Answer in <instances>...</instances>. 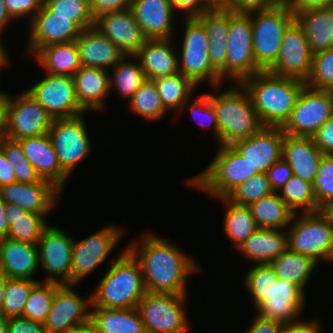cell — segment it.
<instances>
[{"label":"cell","mask_w":333,"mask_h":333,"mask_svg":"<svg viewBox=\"0 0 333 333\" xmlns=\"http://www.w3.org/2000/svg\"><path fill=\"white\" fill-rule=\"evenodd\" d=\"M144 235L140 244L132 241L126 249L140 265L146 291L186 295L189 275L199 270L197 261L155 233Z\"/></svg>","instance_id":"cell-1"},{"label":"cell","mask_w":333,"mask_h":333,"mask_svg":"<svg viewBox=\"0 0 333 333\" xmlns=\"http://www.w3.org/2000/svg\"><path fill=\"white\" fill-rule=\"evenodd\" d=\"M264 127H282L295 107L305 81L262 71L240 83Z\"/></svg>","instance_id":"cell-2"},{"label":"cell","mask_w":333,"mask_h":333,"mask_svg":"<svg viewBox=\"0 0 333 333\" xmlns=\"http://www.w3.org/2000/svg\"><path fill=\"white\" fill-rule=\"evenodd\" d=\"M119 254L112 259L110 269L91 293V306L137 308L143 298L146 289L138 261L126 248Z\"/></svg>","instance_id":"cell-3"},{"label":"cell","mask_w":333,"mask_h":333,"mask_svg":"<svg viewBox=\"0 0 333 333\" xmlns=\"http://www.w3.org/2000/svg\"><path fill=\"white\" fill-rule=\"evenodd\" d=\"M233 85L221 94L209 93L219 127V145H232L264 127L248 92L241 84Z\"/></svg>","instance_id":"cell-4"},{"label":"cell","mask_w":333,"mask_h":333,"mask_svg":"<svg viewBox=\"0 0 333 333\" xmlns=\"http://www.w3.org/2000/svg\"><path fill=\"white\" fill-rule=\"evenodd\" d=\"M258 173L232 145H220L206 169L187 179L186 183L213 198H226L241 183Z\"/></svg>","instance_id":"cell-5"},{"label":"cell","mask_w":333,"mask_h":333,"mask_svg":"<svg viewBox=\"0 0 333 333\" xmlns=\"http://www.w3.org/2000/svg\"><path fill=\"white\" fill-rule=\"evenodd\" d=\"M249 15L252 21L253 56L256 65L262 71H267L276 62L285 30L295 20V15L285 0L273 8Z\"/></svg>","instance_id":"cell-6"},{"label":"cell","mask_w":333,"mask_h":333,"mask_svg":"<svg viewBox=\"0 0 333 333\" xmlns=\"http://www.w3.org/2000/svg\"><path fill=\"white\" fill-rule=\"evenodd\" d=\"M184 24L181 52L178 53L179 73L197 87L208 79L214 90L221 88L224 81L209 60V41L204 24L197 17H185Z\"/></svg>","instance_id":"cell-7"},{"label":"cell","mask_w":333,"mask_h":333,"mask_svg":"<svg viewBox=\"0 0 333 333\" xmlns=\"http://www.w3.org/2000/svg\"><path fill=\"white\" fill-rule=\"evenodd\" d=\"M287 228L291 251L310 256L319 263L328 259L333 244V226L322 209L295 213Z\"/></svg>","instance_id":"cell-8"},{"label":"cell","mask_w":333,"mask_h":333,"mask_svg":"<svg viewBox=\"0 0 333 333\" xmlns=\"http://www.w3.org/2000/svg\"><path fill=\"white\" fill-rule=\"evenodd\" d=\"M186 295L146 291L138 302L147 333H187L189 320L184 309Z\"/></svg>","instance_id":"cell-9"},{"label":"cell","mask_w":333,"mask_h":333,"mask_svg":"<svg viewBox=\"0 0 333 333\" xmlns=\"http://www.w3.org/2000/svg\"><path fill=\"white\" fill-rule=\"evenodd\" d=\"M262 70L253 56L252 21L249 14H235L228 10V37L225 62V79L235 84Z\"/></svg>","instance_id":"cell-10"},{"label":"cell","mask_w":333,"mask_h":333,"mask_svg":"<svg viewBox=\"0 0 333 333\" xmlns=\"http://www.w3.org/2000/svg\"><path fill=\"white\" fill-rule=\"evenodd\" d=\"M333 116V91L304 86L288 120L281 127L286 135L312 137Z\"/></svg>","instance_id":"cell-11"},{"label":"cell","mask_w":333,"mask_h":333,"mask_svg":"<svg viewBox=\"0 0 333 333\" xmlns=\"http://www.w3.org/2000/svg\"><path fill=\"white\" fill-rule=\"evenodd\" d=\"M123 229L106 225L81 241H73L70 285H78L81 280L104 263L109 254L122 239Z\"/></svg>","instance_id":"cell-12"},{"label":"cell","mask_w":333,"mask_h":333,"mask_svg":"<svg viewBox=\"0 0 333 333\" xmlns=\"http://www.w3.org/2000/svg\"><path fill=\"white\" fill-rule=\"evenodd\" d=\"M84 117L54 119L48 132L59 164L69 176L92 151Z\"/></svg>","instance_id":"cell-13"},{"label":"cell","mask_w":333,"mask_h":333,"mask_svg":"<svg viewBox=\"0 0 333 333\" xmlns=\"http://www.w3.org/2000/svg\"><path fill=\"white\" fill-rule=\"evenodd\" d=\"M46 74L27 91L53 120L74 118L86 113L78 102L72 76Z\"/></svg>","instance_id":"cell-14"},{"label":"cell","mask_w":333,"mask_h":333,"mask_svg":"<svg viewBox=\"0 0 333 333\" xmlns=\"http://www.w3.org/2000/svg\"><path fill=\"white\" fill-rule=\"evenodd\" d=\"M52 118L27 90L10 96L2 135L11 140L48 134Z\"/></svg>","instance_id":"cell-15"},{"label":"cell","mask_w":333,"mask_h":333,"mask_svg":"<svg viewBox=\"0 0 333 333\" xmlns=\"http://www.w3.org/2000/svg\"><path fill=\"white\" fill-rule=\"evenodd\" d=\"M73 241L57 226L45 228L36 244L39 266L48 275L44 281L70 285Z\"/></svg>","instance_id":"cell-16"},{"label":"cell","mask_w":333,"mask_h":333,"mask_svg":"<svg viewBox=\"0 0 333 333\" xmlns=\"http://www.w3.org/2000/svg\"><path fill=\"white\" fill-rule=\"evenodd\" d=\"M312 57L305 32L295 19L285 30L279 55L267 72L306 82L312 67Z\"/></svg>","instance_id":"cell-17"},{"label":"cell","mask_w":333,"mask_h":333,"mask_svg":"<svg viewBox=\"0 0 333 333\" xmlns=\"http://www.w3.org/2000/svg\"><path fill=\"white\" fill-rule=\"evenodd\" d=\"M73 286L62 284L56 290L43 322L47 333H71L76 327L90 322L91 294L86 300L82 299Z\"/></svg>","instance_id":"cell-18"},{"label":"cell","mask_w":333,"mask_h":333,"mask_svg":"<svg viewBox=\"0 0 333 333\" xmlns=\"http://www.w3.org/2000/svg\"><path fill=\"white\" fill-rule=\"evenodd\" d=\"M27 54L34 55L41 47L75 41L83 29L71 17L55 16L44 5L29 22Z\"/></svg>","instance_id":"cell-19"},{"label":"cell","mask_w":333,"mask_h":333,"mask_svg":"<svg viewBox=\"0 0 333 333\" xmlns=\"http://www.w3.org/2000/svg\"><path fill=\"white\" fill-rule=\"evenodd\" d=\"M305 294L296 284L277 278L270 284L269 296L257 309V316L282 324L297 321L306 303Z\"/></svg>","instance_id":"cell-20"},{"label":"cell","mask_w":333,"mask_h":333,"mask_svg":"<svg viewBox=\"0 0 333 333\" xmlns=\"http://www.w3.org/2000/svg\"><path fill=\"white\" fill-rule=\"evenodd\" d=\"M284 133L281 127H263L258 133L238 140L232 146L251 163L259 173L282 159Z\"/></svg>","instance_id":"cell-21"},{"label":"cell","mask_w":333,"mask_h":333,"mask_svg":"<svg viewBox=\"0 0 333 333\" xmlns=\"http://www.w3.org/2000/svg\"><path fill=\"white\" fill-rule=\"evenodd\" d=\"M61 193L52 183L43 179L35 183L15 182L0 187V197L6 204L18 205L28 212L41 215H49L57 201L61 200Z\"/></svg>","instance_id":"cell-22"},{"label":"cell","mask_w":333,"mask_h":333,"mask_svg":"<svg viewBox=\"0 0 333 333\" xmlns=\"http://www.w3.org/2000/svg\"><path fill=\"white\" fill-rule=\"evenodd\" d=\"M94 27L111 40L126 56H134L147 40L131 9L104 14Z\"/></svg>","instance_id":"cell-23"},{"label":"cell","mask_w":333,"mask_h":333,"mask_svg":"<svg viewBox=\"0 0 333 333\" xmlns=\"http://www.w3.org/2000/svg\"><path fill=\"white\" fill-rule=\"evenodd\" d=\"M38 176L62 191L70 177L60 166L49 134L17 140Z\"/></svg>","instance_id":"cell-24"},{"label":"cell","mask_w":333,"mask_h":333,"mask_svg":"<svg viewBox=\"0 0 333 333\" xmlns=\"http://www.w3.org/2000/svg\"><path fill=\"white\" fill-rule=\"evenodd\" d=\"M147 39H172L175 9L170 0H132L130 7Z\"/></svg>","instance_id":"cell-25"},{"label":"cell","mask_w":333,"mask_h":333,"mask_svg":"<svg viewBox=\"0 0 333 333\" xmlns=\"http://www.w3.org/2000/svg\"><path fill=\"white\" fill-rule=\"evenodd\" d=\"M80 62L83 67L108 70L120 62L126 55L96 27L84 29L75 40Z\"/></svg>","instance_id":"cell-26"},{"label":"cell","mask_w":333,"mask_h":333,"mask_svg":"<svg viewBox=\"0 0 333 333\" xmlns=\"http://www.w3.org/2000/svg\"><path fill=\"white\" fill-rule=\"evenodd\" d=\"M171 41L172 39H147L138 50L135 56L140 61L147 80L179 73V51L172 47Z\"/></svg>","instance_id":"cell-27"},{"label":"cell","mask_w":333,"mask_h":333,"mask_svg":"<svg viewBox=\"0 0 333 333\" xmlns=\"http://www.w3.org/2000/svg\"><path fill=\"white\" fill-rule=\"evenodd\" d=\"M323 155L312 137L284 134L282 158L291 167L293 174L303 180L314 182Z\"/></svg>","instance_id":"cell-28"},{"label":"cell","mask_w":333,"mask_h":333,"mask_svg":"<svg viewBox=\"0 0 333 333\" xmlns=\"http://www.w3.org/2000/svg\"><path fill=\"white\" fill-rule=\"evenodd\" d=\"M39 269L38 249L36 244L2 240L0 247V271L8 278L33 279Z\"/></svg>","instance_id":"cell-29"},{"label":"cell","mask_w":333,"mask_h":333,"mask_svg":"<svg viewBox=\"0 0 333 333\" xmlns=\"http://www.w3.org/2000/svg\"><path fill=\"white\" fill-rule=\"evenodd\" d=\"M109 70L81 67L74 75L76 96L80 106L87 111H102L110 91Z\"/></svg>","instance_id":"cell-30"},{"label":"cell","mask_w":333,"mask_h":333,"mask_svg":"<svg viewBox=\"0 0 333 333\" xmlns=\"http://www.w3.org/2000/svg\"><path fill=\"white\" fill-rule=\"evenodd\" d=\"M287 248V232L282 229L259 228L236 249L253 264H269Z\"/></svg>","instance_id":"cell-31"},{"label":"cell","mask_w":333,"mask_h":333,"mask_svg":"<svg viewBox=\"0 0 333 333\" xmlns=\"http://www.w3.org/2000/svg\"><path fill=\"white\" fill-rule=\"evenodd\" d=\"M197 18L204 24L209 41L208 54L212 66L218 71L220 78H225V62L228 37V10L211 9Z\"/></svg>","instance_id":"cell-32"},{"label":"cell","mask_w":333,"mask_h":333,"mask_svg":"<svg viewBox=\"0 0 333 333\" xmlns=\"http://www.w3.org/2000/svg\"><path fill=\"white\" fill-rule=\"evenodd\" d=\"M295 19L302 26L313 54L333 47V6L298 12Z\"/></svg>","instance_id":"cell-33"},{"label":"cell","mask_w":333,"mask_h":333,"mask_svg":"<svg viewBox=\"0 0 333 333\" xmlns=\"http://www.w3.org/2000/svg\"><path fill=\"white\" fill-rule=\"evenodd\" d=\"M91 308L90 322L100 333H147L137 308Z\"/></svg>","instance_id":"cell-34"},{"label":"cell","mask_w":333,"mask_h":333,"mask_svg":"<svg viewBox=\"0 0 333 333\" xmlns=\"http://www.w3.org/2000/svg\"><path fill=\"white\" fill-rule=\"evenodd\" d=\"M45 73L72 76L82 67L76 41L41 47L35 54Z\"/></svg>","instance_id":"cell-35"},{"label":"cell","mask_w":333,"mask_h":333,"mask_svg":"<svg viewBox=\"0 0 333 333\" xmlns=\"http://www.w3.org/2000/svg\"><path fill=\"white\" fill-rule=\"evenodd\" d=\"M6 220L9 226L7 238L37 244L49 225L46 216L28 212L18 205L6 204Z\"/></svg>","instance_id":"cell-36"},{"label":"cell","mask_w":333,"mask_h":333,"mask_svg":"<svg viewBox=\"0 0 333 333\" xmlns=\"http://www.w3.org/2000/svg\"><path fill=\"white\" fill-rule=\"evenodd\" d=\"M269 264L278 278L296 284L305 293L307 289L305 287L319 262L287 248Z\"/></svg>","instance_id":"cell-37"},{"label":"cell","mask_w":333,"mask_h":333,"mask_svg":"<svg viewBox=\"0 0 333 333\" xmlns=\"http://www.w3.org/2000/svg\"><path fill=\"white\" fill-rule=\"evenodd\" d=\"M248 207L259 228L265 229H287L295 214L278 192L264 196Z\"/></svg>","instance_id":"cell-38"},{"label":"cell","mask_w":333,"mask_h":333,"mask_svg":"<svg viewBox=\"0 0 333 333\" xmlns=\"http://www.w3.org/2000/svg\"><path fill=\"white\" fill-rule=\"evenodd\" d=\"M222 200L226 205L223 219V231L235 249L259 229L248 206L233 204L227 198H216Z\"/></svg>","instance_id":"cell-39"},{"label":"cell","mask_w":333,"mask_h":333,"mask_svg":"<svg viewBox=\"0 0 333 333\" xmlns=\"http://www.w3.org/2000/svg\"><path fill=\"white\" fill-rule=\"evenodd\" d=\"M156 84L162 104L167 111L182 112L191 101L196 85L181 73L160 77L153 80Z\"/></svg>","instance_id":"cell-40"},{"label":"cell","mask_w":333,"mask_h":333,"mask_svg":"<svg viewBox=\"0 0 333 333\" xmlns=\"http://www.w3.org/2000/svg\"><path fill=\"white\" fill-rule=\"evenodd\" d=\"M129 58H133L134 61L133 59L130 61ZM112 68H114L113 75L109 76L110 91L116 89L121 97L129 100L146 80L140 61L135 55L125 56Z\"/></svg>","instance_id":"cell-41"},{"label":"cell","mask_w":333,"mask_h":333,"mask_svg":"<svg viewBox=\"0 0 333 333\" xmlns=\"http://www.w3.org/2000/svg\"><path fill=\"white\" fill-rule=\"evenodd\" d=\"M278 194L295 212L317 211L313 183L294 175L279 189ZM301 209V210H300Z\"/></svg>","instance_id":"cell-42"},{"label":"cell","mask_w":333,"mask_h":333,"mask_svg":"<svg viewBox=\"0 0 333 333\" xmlns=\"http://www.w3.org/2000/svg\"><path fill=\"white\" fill-rule=\"evenodd\" d=\"M128 107L132 112L146 120H158L168 112L162 104L156 84L153 80H145L129 99Z\"/></svg>","instance_id":"cell-43"},{"label":"cell","mask_w":333,"mask_h":333,"mask_svg":"<svg viewBox=\"0 0 333 333\" xmlns=\"http://www.w3.org/2000/svg\"><path fill=\"white\" fill-rule=\"evenodd\" d=\"M62 284L38 281L30 291L22 317L43 323L51 308L56 290Z\"/></svg>","instance_id":"cell-44"},{"label":"cell","mask_w":333,"mask_h":333,"mask_svg":"<svg viewBox=\"0 0 333 333\" xmlns=\"http://www.w3.org/2000/svg\"><path fill=\"white\" fill-rule=\"evenodd\" d=\"M0 149L13 167L16 182L35 183L41 180L18 141L0 135Z\"/></svg>","instance_id":"cell-45"},{"label":"cell","mask_w":333,"mask_h":333,"mask_svg":"<svg viewBox=\"0 0 333 333\" xmlns=\"http://www.w3.org/2000/svg\"><path fill=\"white\" fill-rule=\"evenodd\" d=\"M38 281L7 278L1 312L9 318L22 316L30 291Z\"/></svg>","instance_id":"cell-46"},{"label":"cell","mask_w":333,"mask_h":333,"mask_svg":"<svg viewBox=\"0 0 333 333\" xmlns=\"http://www.w3.org/2000/svg\"><path fill=\"white\" fill-rule=\"evenodd\" d=\"M43 5L55 16L71 17L83 30L95 25L90 0H43Z\"/></svg>","instance_id":"cell-47"},{"label":"cell","mask_w":333,"mask_h":333,"mask_svg":"<svg viewBox=\"0 0 333 333\" xmlns=\"http://www.w3.org/2000/svg\"><path fill=\"white\" fill-rule=\"evenodd\" d=\"M245 275L244 287L252 296L257 310L265 302V297L269 296L270 284L278 277L270 264H254Z\"/></svg>","instance_id":"cell-48"},{"label":"cell","mask_w":333,"mask_h":333,"mask_svg":"<svg viewBox=\"0 0 333 333\" xmlns=\"http://www.w3.org/2000/svg\"><path fill=\"white\" fill-rule=\"evenodd\" d=\"M273 192L267 174L258 173L241 183L226 198L233 204L249 206Z\"/></svg>","instance_id":"cell-49"},{"label":"cell","mask_w":333,"mask_h":333,"mask_svg":"<svg viewBox=\"0 0 333 333\" xmlns=\"http://www.w3.org/2000/svg\"><path fill=\"white\" fill-rule=\"evenodd\" d=\"M305 84L313 89L333 91V47L313 54Z\"/></svg>","instance_id":"cell-50"},{"label":"cell","mask_w":333,"mask_h":333,"mask_svg":"<svg viewBox=\"0 0 333 333\" xmlns=\"http://www.w3.org/2000/svg\"><path fill=\"white\" fill-rule=\"evenodd\" d=\"M317 211L333 202V155L324 154L313 182Z\"/></svg>","instance_id":"cell-51"},{"label":"cell","mask_w":333,"mask_h":333,"mask_svg":"<svg viewBox=\"0 0 333 333\" xmlns=\"http://www.w3.org/2000/svg\"><path fill=\"white\" fill-rule=\"evenodd\" d=\"M190 111L191 116L194 121L202 127H208L212 129L213 135L215 134L216 139L219 143V127L216 118V112L209 100V93H202L200 96L198 95L193 103L190 102Z\"/></svg>","instance_id":"cell-52"},{"label":"cell","mask_w":333,"mask_h":333,"mask_svg":"<svg viewBox=\"0 0 333 333\" xmlns=\"http://www.w3.org/2000/svg\"><path fill=\"white\" fill-rule=\"evenodd\" d=\"M282 0H224V9L235 14H250L278 5Z\"/></svg>","instance_id":"cell-53"},{"label":"cell","mask_w":333,"mask_h":333,"mask_svg":"<svg viewBox=\"0 0 333 333\" xmlns=\"http://www.w3.org/2000/svg\"><path fill=\"white\" fill-rule=\"evenodd\" d=\"M10 16L14 20L31 15L29 21L35 16L43 5V0H4Z\"/></svg>","instance_id":"cell-54"},{"label":"cell","mask_w":333,"mask_h":333,"mask_svg":"<svg viewBox=\"0 0 333 333\" xmlns=\"http://www.w3.org/2000/svg\"><path fill=\"white\" fill-rule=\"evenodd\" d=\"M266 174L274 192H278L293 176L291 167L283 158L273 164Z\"/></svg>","instance_id":"cell-55"},{"label":"cell","mask_w":333,"mask_h":333,"mask_svg":"<svg viewBox=\"0 0 333 333\" xmlns=\"http://www.w3.org/2000/svg\"><path fill=\"white\" fill-rule=\"evenodd\" d=\"M131 2L132 0H90L91 13L96 20L107 13L130 9Z\"/></svg>","instance_id":"cell-56"},{"label":"cell","mask_w":333,"mask_h":333,"mask_svg":"<svg viewBox=\"0 0 333 333\" xmlns=\"http://www.w3.org/2000/svg\"><path fill=\"white\" fill-rule=\"evenodd\" d=\"M312 139L323 154L333 155V116L312 135Z\"/></svg>","instance_id":"cell-57"},{"label":"cell","mask_w":333,"mask_h":333,"mask_svg":"<svg viewBox=\"0 0 333 333\" xmlns=\"http://www.w3.org/2000/svg\"><path fill=\"white\" fill-rule=\"evenodd\" d=\"M7 333H47L43 323L18 316L9 318Z\"/></svg>","instance_id":"cell-58"},{"label":"cell","mask_w":333,"mask_h":333,"mask_svg":"<svg viewBox=\"0 0 333 333\" xmlns=\"http://www.w3.org/2000/svg\"><path fill=\"white\" fill-rule=\"evenodd\" d=\"M319 322V319L312 318V320H297L283 324L282 333H322Z\"/></svg>","instance_id":"cell-59"},{"label":"cell","mask_w":333,"mask_h":333,"mask_svg":"<svg viewBox=\"0 0 333 333\" xmlns=\"http://www.w3.org/2000/svg\"><path fill=\"white\" fill-rule=\"evenodd\" d=\"M175 11H181L180 14L185 17H197L209 9L200 0H170Z\"/></svg>","instance_id":"cell-60"},{"label":"cell","mask_w":333,"mask_h":333,"mask_svg":"<svg viewBox=\"0 0 333 333\" xmlns=\"http://www.w3.org/2000/svg\"><path fill=\"white\" fill-rule=\"evenodd\" d=\"M283 324L255 315L252 325L243 333H282Z\"/></svg>","instance_id":"cell-61"},{"label":"cell","mask_w":333,"mask_h":333,"mask_svg":"<svg viewBox=\"0 0 333 333\" xmlns=\"http://www.w3.org/2000/svg\"><path fill=\"white\" fill-rule=\"evenodd\" d=\"M294 15L309 9L333 6V0H285Z\"/></svg>","instance_id":"cell-62"},{"label":"cell","mask_w":333,"mask_h":333,"mask_svg":"<svg viewBox=\"0 0 333 333\" xmlns=\"http://www.w3.org/2000/svg\"><path fill=\"white\" fill-rule=\"evenodd\" d=\"M16 182L13 167L0 149V187Z\"/></svg>","instance_id":"cell-63"},{"label":"cell","mask_w":333,"mask_h":333,"mask_svg":"<svg viewBox=\"0 0 333 333\" xmlns=\"http://www.w3.org/2000/svg\"><path fill=\"white\" fill-rule=\"evenodd\" d=\"M11 94L7 95L6 91H0V135H2L7 122V107Z\"/></svg>","instance_id":"cell-64"},{"label":"cell","mask_w":333,"mask_h":333,"mask_svg":"<svg viewBox=\"0 0 333 333\" xmlns=\"http://www.w3.org/2000/svg\"><path fill=\"white\" fill-rule=\"evenodd\" d=\"M6 202L0 197V237L7 238L9 226L6 220Z\"/></svg>","instance_id":"cell-65"},{"label":"cell","mask_w":333,"mask_h":333,"mask_svg":"<svg viewBox=\"0 0 333 333\" xmlns=\"http://www.w3.org/2000/svg\"><path fill=\"white\" fill-rule=\"evenodd\" d=\"M12 20H14V19L10 16V14L8 12V9H7V6L5 5V1L0 0V35H2V31L4 33L5 27ZM0 43H3V42L0 41Z\"/></svg>","instance_id":"cell-66"},{"label":"cell","mask_w":333,"mask_h":333,"mask_svg":"<svg viewBox=\"0 0 333 333\" xmlns=\"http://www.w3.org/2000/svg\"><path fill=\"white\" fill-rule=\"evenodd\" d=\"M71 333H100L91 322L76 327Z\"/></svg>","instance_id":"cell-67"},{"label":"cell","mask_w":333,"mask_h":333,"mask_svg":"<svg viewBox=\"0 0 333 333\" xmlns=\"http://www.w3.org/2000/svg\"><path fill=\"white\" fill-rule=\"evenodd\" d=\"M209 10L222 9L224 7V0H200Z\"/></svg>","instance_id":"cell-68"},{"label":"cell","mask_w":333,"mask_h":333,"mask_svg":"<svg viewBox=\"0 0 333 333\" xmlns=\"http://www.w3.org/2000/svg\"><path fill=\"white\" fill-rule=\"evenodd\" d=\"M7 276L0 271V311L2 309L3 304V298H4V292H5V285L7 282Z\"/></svg>","instance_id":"cell-69"},{"label":"cell","mask_w":333,"mask_h":333,"mask_svg":"<svg viewBox=\"0 0 333 333\" xmlns=\"http://www.w3.org/2000/svg\"><path fill=\"white\" fill-rule=\"evenodd\" d=\"M5 46H3V43L0 44V69L2 67L5 68V66H7L10 62L9 60V56L5 51Z\"/></svg>","instance_id":"cell-70"},{"label":"cell","mask_w":333,"mask_h":333,"mask_svg":"<svg viewBox=\"0 0 333 333\" xmlns=\"http://www.w3.org/2000/svg\"><path fill=\"white\" fill-rule=\"evenodd\" d=\"M9 317L0 311V333H7Z\"/></svg>","instance_id":"cell-71"},{"label":"cell","mask_w":333,"mask_h":333,"mask_svg":"<svg viewBox=\"0 0 333 333\" xmlns=\"http://www.w3.org/2000/svg\"><path fill=\"white\" fill-rule=\"evenodd\" d=\"M322 211L327 215L329 218L331 225L333 226V202L327 204Z\"/></svg>","instance_id":"cell-72"},{"label":"cell","mask_w":333,"mask_h":333,"mask_svg":"<svg viewBox=\"0 0 333 333\" xmlns=\"http://www.w3.org/2000/svg\"><path fill=\"white\" fill-rule=\"evenodd\" d=\"M326 261L327 262H333V244H332V247H331V251H330L329 257H328V259Z\"/></svg>","instance_id":"cell-73"},{"label":"cell","mask_w":333,"mask_h":333,"mask_svg":"<svg viewBox=\"0 0 333 333\" xmlns=\"http://www.w3.org/2000/svg\"><path fill=\"white\" fill-rule=\"evenodd\" d=\"M2 240H3V238H2V237H0V247H1Z\"/></svg>","instance_id":"cell-74"}]
</instances>
